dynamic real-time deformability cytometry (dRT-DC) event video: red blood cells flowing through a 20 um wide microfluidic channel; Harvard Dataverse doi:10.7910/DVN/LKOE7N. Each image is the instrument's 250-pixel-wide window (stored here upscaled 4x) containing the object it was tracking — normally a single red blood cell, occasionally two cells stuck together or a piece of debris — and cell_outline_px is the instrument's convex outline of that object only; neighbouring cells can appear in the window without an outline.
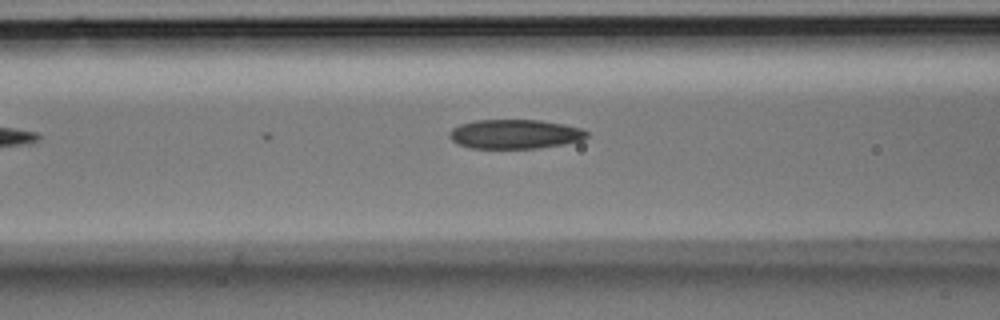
{"species": "Egyptian fruit bat (a non-hibernating species)", "species_latin": "Rousettus aegyptiacus", "temperature_condition": "room temperature", "stored_images_in_passage": 5, "camera_frame_rate_fps": 3000, "um_per_image_px": 0.085, "animal": {"sex": "male"}, "frame": {"image": 1, "passage_image": 4, "time_ms": 1.0, "image_size_px": [1000, 320], "cell_outline_px": [[588, 136], [580, 140], [564, 144], [536, 148], [472, 148], [456, 144], [448, 136], [448, 132], [452, 128], [460, 124], [472, 120], [540, 120], [564, 124], [580, 128], [588, 132]], "centroid_in_image_um": [43.72, 11.39], "position_along_channel_um": 122.9, "area_um2": 23.52}}